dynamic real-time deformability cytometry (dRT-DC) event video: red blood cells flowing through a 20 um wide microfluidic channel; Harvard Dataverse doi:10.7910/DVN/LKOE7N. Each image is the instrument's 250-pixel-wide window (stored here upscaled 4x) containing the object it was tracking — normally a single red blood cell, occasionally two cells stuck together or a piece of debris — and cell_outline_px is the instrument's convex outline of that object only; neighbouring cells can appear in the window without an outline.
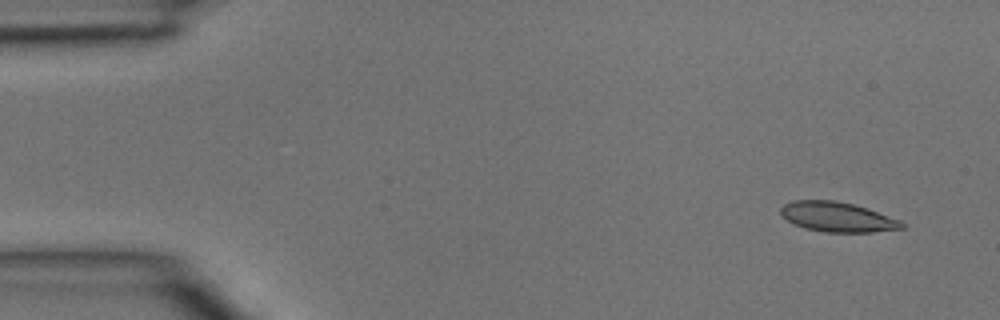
{"species": "common noctule bat (a hibernating species)", "species_latin": "Nyctalus noctula", "temperature_condition": "room temperature", "stored_images_in_passage": 3, "camera_frame_rate_fps": 3000, "um_per_image_px": 0.085, "animal": {"sex": "male", "body_mass_g": 15.6}, "frame": {"image": 1, "passage_image": 1, "time_ms": 0.0, "image_size_px": [1000, 320], "cell_outline_px": [[904, 228], [872, 232], [824, 232], [804, 228], [792, 224], [780, 216], [780, 208], [784, 204], [792, 200], [836, 200], [852, 204], [900, 220], [904, 224]], "centroid_in_image_um": [71.09, 18.44], "position_along_channel_um": 13.9, "area_um2": 21.04}}